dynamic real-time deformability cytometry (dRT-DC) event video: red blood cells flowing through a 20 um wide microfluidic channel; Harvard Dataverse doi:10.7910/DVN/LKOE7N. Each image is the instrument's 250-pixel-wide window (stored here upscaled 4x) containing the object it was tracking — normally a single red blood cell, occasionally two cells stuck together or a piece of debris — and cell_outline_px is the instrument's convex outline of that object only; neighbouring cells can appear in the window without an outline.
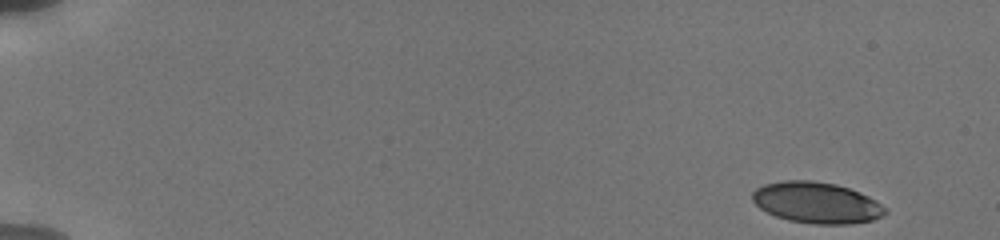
{"species": "human", "species_latin": "Homo sapiens", "temperature_condition": "cold", "stored_images_in_passage": 7, "camera_frame_rate_fps": 3000, "um_per_image_px": 0.085, "donor": {"sex": "male"}, "frame": {"image": 1, "passage_image": 1, "time_ms": 0.0, "image_size_px": [1000, 240], "cell_outline_px": [[888, 212], [884, 216], [872, 220], [852, 224], [812, 224], [788, 220], [776, 216], [760, 208], [752, 200], [752, 192], [756, 188], [764, 184], [784, 180], [812, 180], [836, 184], [860, 192], [868, 196], [888, 208]], "centroid_in_image_um": [69.44, 17.23], "position_along_channel_um": 15.6, "area_um2": 32.08}}
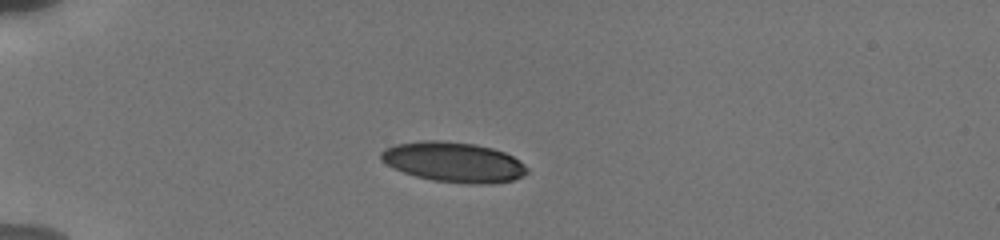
{"frame": {"image": 2, "passage_image": 5, "time_ms": 4.0, "image_size_px": [1000, 240], "cell_outline_px": [[528, 172], [524, 176], [512, 180], [488, 184], [468, 184], [432, 180], [416, 176], [404, 172], [388, 164], [380, 156], [380, 152], [384, 148], [396, 144], [420, 140], [440, 140], [476, 144], [492, 148], [504, 152], [520, 160], [528, 168]], "centroid_in_image_um": [38.59, 13.77], "position_along_channel_um": 46.4, "area_um2": 34.1}}
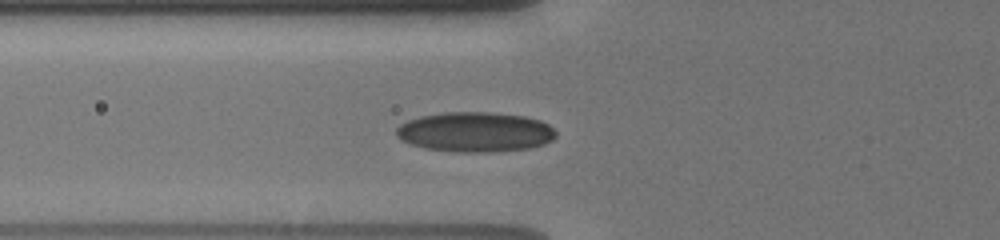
{"frame": {"image": 3, "passage_image": 7, "time_ms": 6.0, "image_size_px": [1000, 240], "cell_outline_px": [[556, 136], [552, 140], [544, 144], [528, 148], [488, 152], [456, 152], [424, 148], [400, 140], [396, 136], [396, 128], [400, 124], [408, 120], [420, 116], [444, 112], [492, 112], [524, 116], [540, 120], [548, 124], [556, 132]], "centroid_in_image_um": [40.37, 11.21], "position_along_channel_um": 85.4, "area_um2": 37.22}}